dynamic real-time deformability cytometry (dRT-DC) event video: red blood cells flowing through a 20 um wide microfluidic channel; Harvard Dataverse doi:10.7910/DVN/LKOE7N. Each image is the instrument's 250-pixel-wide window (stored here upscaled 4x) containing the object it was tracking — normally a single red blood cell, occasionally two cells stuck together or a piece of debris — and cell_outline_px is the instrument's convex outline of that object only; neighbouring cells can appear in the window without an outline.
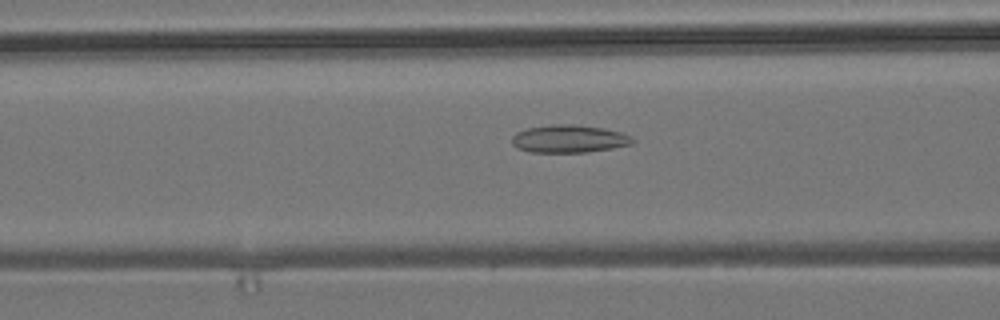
{"species": "common noctule bat (a hibernating species)", "species_latin": "Nyctalus noctula", "temperature_condition": "room temperature", "stored_images_in_passage": 37, "camera_frame_rate_fps": 3000, "um_per_image_px": 0.085, "animal": {"sex": "male", "body_mass_g": 19.2, "forearm_length_mm": 51.8}, "frame": {"image": 1, "passage_image": 7, "time_ms": 2.0, "image_size_px": [1000, 320], "cell_outline_px": [[636, 140], [632, 144], [612, 148], [588, 152], [532, 152], [516, 148], [512, 144], [512, 136], [516, 132], [528, 128], [552, 124], [576, 124], [604, 128], [620, 132], [632, 136]], "centroid_in_image_um": [48.38, 11.79], "position_along_channel_um": 118.2, "area_um2": 19.65}}
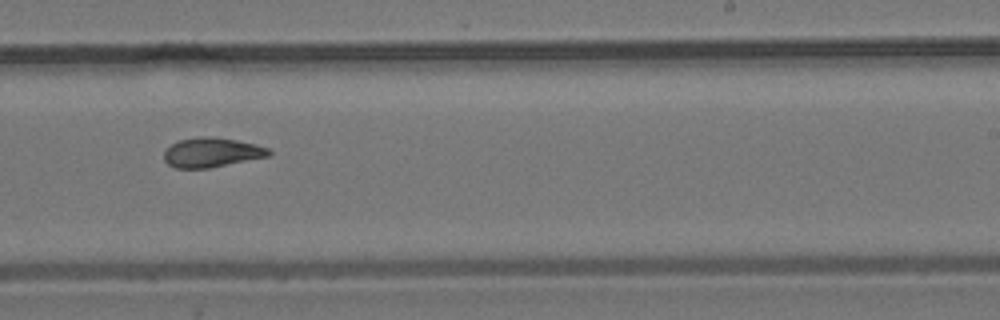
{"frame": {"image": 2, "passage_image": 19, "time_ms": 6.0, "image_size_px": [1000, 320], "cell_outline_px": [[272, 156], [208, 168], [176, 168], [168, 164], [164, 160], [164, 152], [172, 144], [180, 140], [200, 136], [212, 136], [236, 140], [256, 144], [268, 148], [272, 152]], "centroid_in_image_um": [18.03, 12.96], "position_along_channel_um": 271.0, "area_um2": 18.09}}
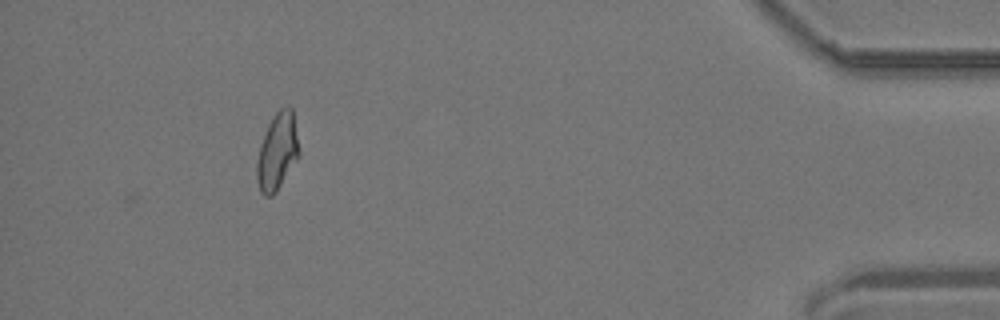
{"frame": {"image": 3, "passage_image": 35, "time_ms": 11.333, "image_size_px": [1000, 320], "cell_outline_px": [[300, 156], [276, 192], [272, 196], [264, 196], [260, 192], [256, 180], [256, 160], [260, 144], [268, 124], [276, 112], [284, 104], [288, 104], [292, 108], [300, 152]], "centroid_in_image_um": [23.56, 12.89], "position_along_channel_um": 411.6, "area_um2": 19.31}, "authors_computed_cell_mechanics": {"area_um2": 18.4382, "velocity_mm_per_s": 3.8319, "shape_relaxation_time_tau1_ms": null, "shape_relaxation_time_tau2_ms": 3.2273, "deformation_change_tau1": null, "deformation_change_tau2": 0.0906}}